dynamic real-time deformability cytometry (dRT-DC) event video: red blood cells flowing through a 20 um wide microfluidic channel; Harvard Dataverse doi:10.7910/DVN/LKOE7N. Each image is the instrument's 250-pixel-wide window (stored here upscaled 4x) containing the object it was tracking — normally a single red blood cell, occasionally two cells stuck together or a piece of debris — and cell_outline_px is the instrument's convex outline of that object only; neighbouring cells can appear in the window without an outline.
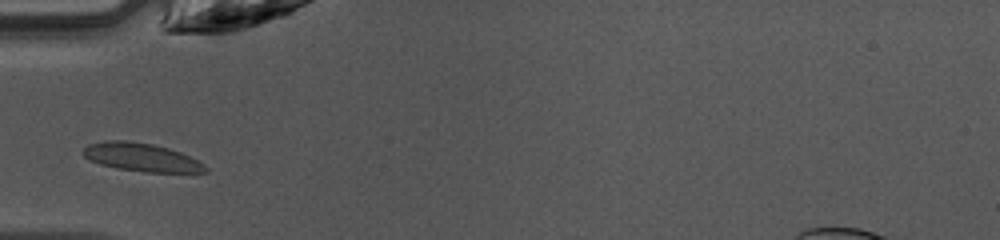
{"species": "common noctule bat (a hibernating species)", "species_latin": "Nyctalus noctula", "temperature_condition": "warm", "stored_images_in_passage": 30, "camera_frame_rate_fps": 3000, "um_per_image_px": 0.085, "animal": {"sex": "female", "body_mass_g": 10.0, "forearm_length_mm": 53.1}, "frame": {"image": 1, "passage_image": 1, "time_ms": 0.0, "image_size_px": [1000, 240], "cell_outline_px": [[208, 172], [144, 172], [116, 168], [100, 164], [88, 160], [80, 152], [88, 144], [108, 140], [128, 140], [152, 144], [168, 148], [180, 152], [204, 164], [208, 168]], "centroid_in_image_um": [11.97, 13.36], "position_along_channel_um": 73.0, "area_um2": 20.17}}
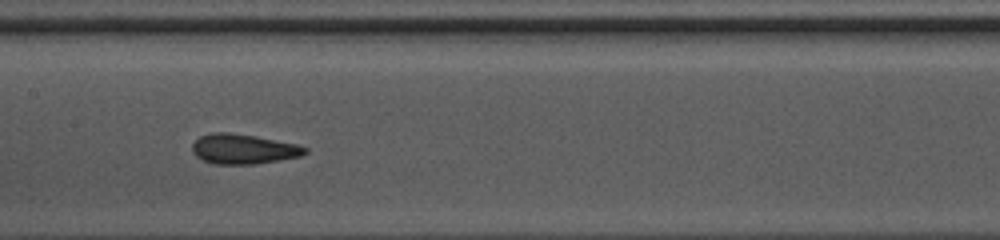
{"frame": {"image": 2, "passage_image": 9, "time_ms": 2.667, "image_size_px": [1000, 240], "cell_outline_px": [[308, 152], [300, 156], [252, 164], [212, 164], [196, 156], [192, 152], [192, 144], [200, 136], [212, 132], [228, 132], [256, 136], [296, 144], [308, 148]], "centroid_in_image_um": [20.66, 12.66], "position_along_channel_um": 186.7, "area_um2": 19.54}}
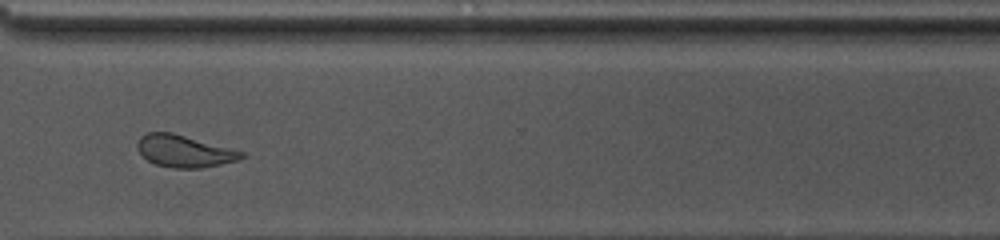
{"frame": {"image": 3, "passage_image": 21, "time_ms": 6.667, "image_size_px": [1000, 240], "cell_outline_px": [[244, 156], [236, 160], [220, 164], [200, 168], [172, 168], [156, 164], [148, 160], [136, 148], [136, 144], [140, 136], [148, 132], [172, 132], [244, 152]], "centroid_in_image_um": [15.61, 12.84], "position_along_channel_um": 355.0, "area_um2": 19.19}, "authors_computed_cell_mechanics": {"area_um2": 19.1896, "velocity_mm_per_s": 4.2111, "shape_relaxation_time_tau1_ms": 4.3155, "shape_relaxation_time_tau2_ms": 1.4289, "deformation_change_tau1": 0.1516, "deformation_change_tau2": 0.086}}